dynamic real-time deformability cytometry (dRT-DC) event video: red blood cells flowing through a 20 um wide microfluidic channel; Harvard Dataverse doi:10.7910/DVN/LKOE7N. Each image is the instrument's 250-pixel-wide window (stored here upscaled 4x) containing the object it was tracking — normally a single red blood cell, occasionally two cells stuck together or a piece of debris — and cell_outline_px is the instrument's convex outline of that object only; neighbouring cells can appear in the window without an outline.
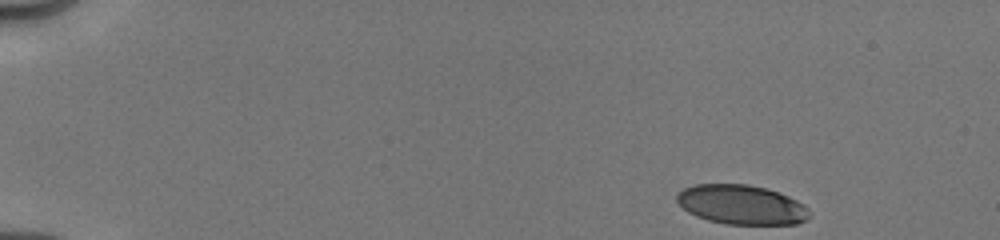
{"species": "human", "species_latin": "Homo sapiens", "temperature_condition": "cold", "stored_images_in_passage": 43, "camera_frame_rate_fps": 3000, "um_per_image_px": 0.085, "donor": {"sex": "male"}, "frame": {"image": 1, "passage_image": 1, "time_ms": 0.0, "image_size_px": [1000, 240], "cell_outline_px": [[808, 220], [796, 224], [724, 224], [708, 220], [696, 216], [688, 212], [676, 200], [676, 196], [684, 188], [696, 184], [748, 184], [768, 188], [788, 196], [804, 204], [808, 208]], "centroid_in_image_um": [63.04, 17.4], "position_along_channel_um": 22.0, "area_um2": 30.52}}
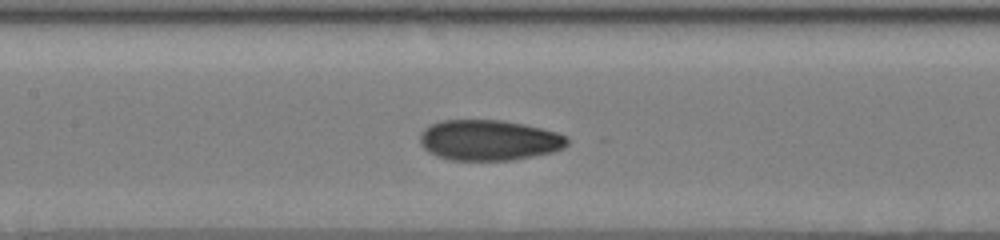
{"frame": {"image": 2, "passage_image": 19, "time_ms": 6.667, "image_size_px": [1000, 240], "cell_outline_px": [[568, 144], [564, 148], [552, 152], [512, 160], [452, 160], [436, 156], [428, 152], [420, 144], [420, 132], [424, 128], [440, 120], [504, 120], [524, 124], [556, 132], [568, 136]], "centroid_in_image_um": [41.55, 11.91], "position_along_channel_um": 165.9, "area_um2": 34.97}}
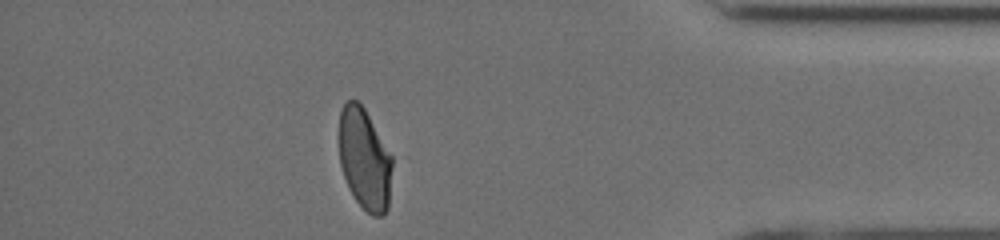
{"frame": {"image": 3, "passage_image": 37, "time_ms": 13.333, "image_size_px": [1000, 240], "cell_outline_px": [[392, 168], [388, 208], [384, 216], [372, 216], [356, 200], [348, 188], [340, 164], [340, 112], [344, 104], [348, 100], [356, 100], [364, 108], [392, 156]], "centroid_in_image_um": [31.0, 13.56], "position_along_channel_um": 404.2, "area_um2": 31.15}, "authors_computed_cell_mechanics": {"area_um2": 33.8708, "velocity_mm_per_s": 4.0204, "shape_relaxation_time_tau1_ms": 6.1869, "shape_relaxation_time_tau2_ms": 1.2378, "deformation_change_tau1": 0.1775, "deformation_change_tau2": 0.0606}}